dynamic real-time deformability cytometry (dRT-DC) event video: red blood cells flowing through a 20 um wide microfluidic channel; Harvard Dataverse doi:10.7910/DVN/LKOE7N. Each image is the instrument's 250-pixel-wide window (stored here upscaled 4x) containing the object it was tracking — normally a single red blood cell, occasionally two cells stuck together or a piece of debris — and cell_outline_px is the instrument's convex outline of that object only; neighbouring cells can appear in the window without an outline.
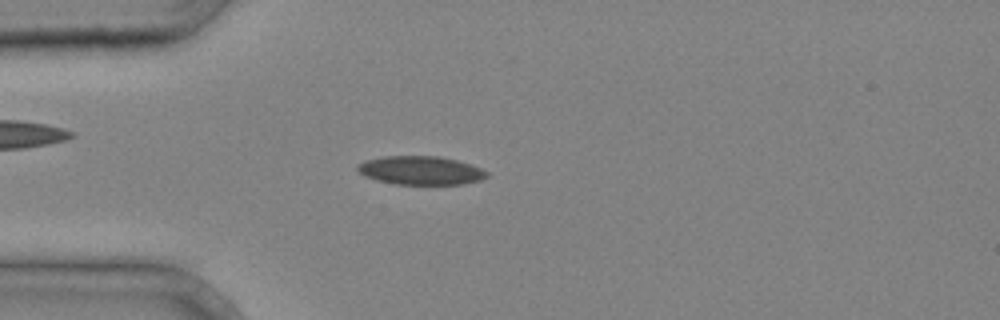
{"species": "common noctule bat (a hibernating species)", "species_latin": "Nyctalus noctula", "temperature_condition": "cold", "stored_images_in_passage": 27, "camera_frame_rate_fps": 3000, "um_per_image_px": 0.085, "animal": {"sex": "male", "body_mass_g": 20.4}, "frame": {"image": 1, "passage_image": 1, "time_ms": 0.0, "image_size_px": [1000, 320], "cell_outline_px": [[488, 176], [480, 180], [460, 184], [396, 184], [376, 180], [364, 176], [356, 168], [356, 164], [364, 160], [384, 156], [436, 156], [456, 160], [480, 168], [488, 172]], "centroid_in_image_um": [35.7, 14.48], "position_along_channel_um": 49.3, "area_um2": 21.44}}
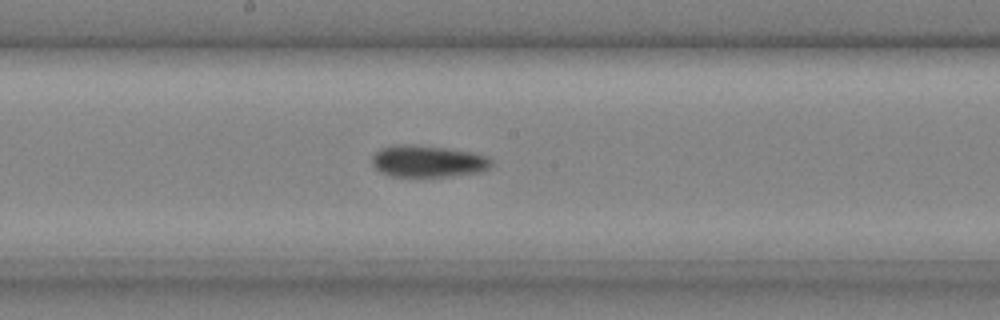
{"frame": {"image": 2, "passage_image": 12, "time_ms": 3.667, "image_size_px": [1000, 320], "cell_outline_px": [[496, 160], [492, 168], [480, 172], [452, 176], [416, 180], [388, 176], [380, 172], [372, 164], [372, 156], [380, 148], [396, 144], [412, 144], [444, 148], [472, 152], [488, 156]], "centroid_in_image_um": [36.39, 13.76], "position_along_channel_um": 211.8, "area_um2": 23.41}}
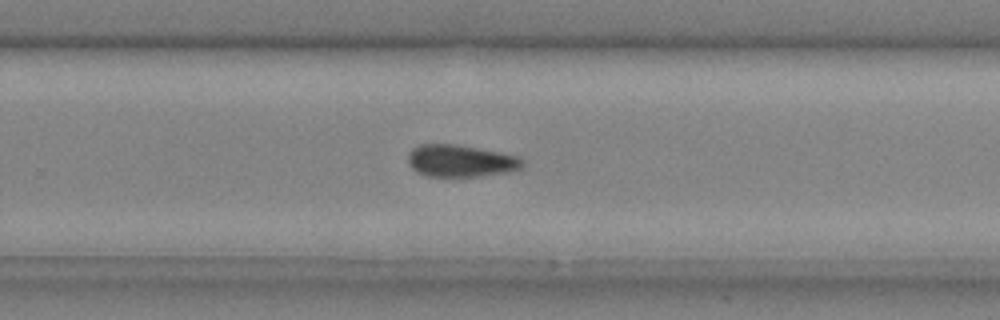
{"frame": {"image": 3, "passage_image": 17, "time_ms": 5.333, "image_size_px": [1000, 320], "cell_outline_px": [[524, 168], [512, 172], [476, 176], [424, 176], [416, 172], [408, 164], [408, 152], [412, 148], [420, 144], [456, 144], [500, 152], [520, 156], [524, 160]], "centroid_in_image_um": [39.18, 13.67], "position_along_channel_um": 290.6, "area_um2": 21.79}}